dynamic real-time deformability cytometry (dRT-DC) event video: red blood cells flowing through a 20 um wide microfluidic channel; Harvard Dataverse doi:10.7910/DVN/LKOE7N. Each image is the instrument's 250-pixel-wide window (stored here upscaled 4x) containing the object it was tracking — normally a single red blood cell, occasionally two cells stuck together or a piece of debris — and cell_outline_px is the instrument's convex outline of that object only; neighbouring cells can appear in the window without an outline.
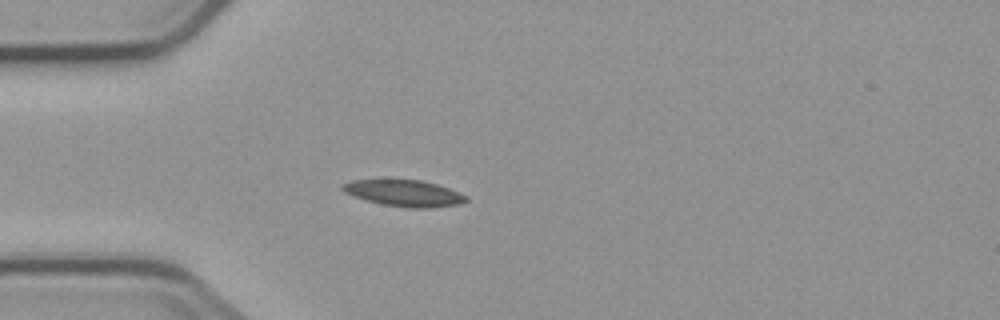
{"species": "common noctule bat (a hibernating species)", "species_latin": "Nyctalus noctula", "temperature_condition": "cold", "stored_images_in_passage": 4, "camera_frame_rate_fps": 3000, "um_per_image_px": 0.085, "animal": {"sex": "male", "body_mass_g": 23.1, "forearm_length_mm": 52.7}, "frame": {"image": 1, "passage_image": 4, "time_ms": 3.333, "image_size_px": [1000, 320], "cell_outline_px": [[468, 200], [460, 204], [428, 208], [408, 208], [384, 204], [368, 200], [344, 192], [340, 188], [340, 184], [352, 180], [424, 180], [460, 192], [468, 196]], "centroid_in_image_um": [34.39, 16.41], "position_along_channel_um": 50.6, "area_um2": 18.9}}